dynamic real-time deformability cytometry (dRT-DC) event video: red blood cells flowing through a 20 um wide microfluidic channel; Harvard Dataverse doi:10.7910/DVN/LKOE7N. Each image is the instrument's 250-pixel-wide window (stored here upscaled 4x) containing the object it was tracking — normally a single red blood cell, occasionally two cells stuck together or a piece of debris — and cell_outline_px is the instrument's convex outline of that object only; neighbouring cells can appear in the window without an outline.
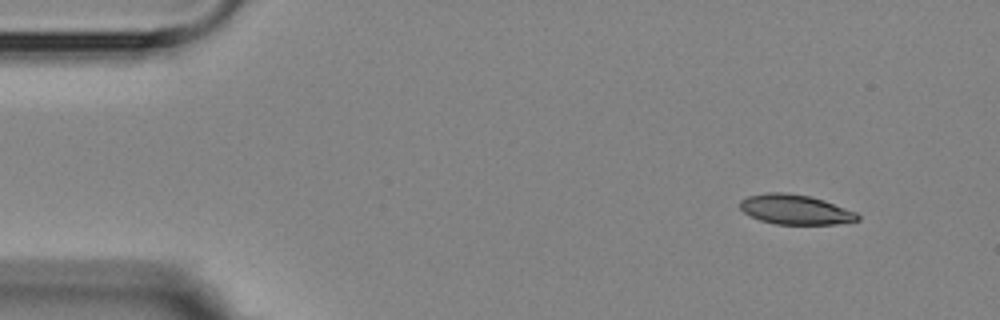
{"species": "Egyptian fruit bat (a non-hibernating species)", "species_latin": "Rousettus aegyptiacus", "temperature_condition": "room temperature", "stored_images_in_passage": 4, "camera_frame_rate_fps": 3000, "um_per_image_px": 0.085, "animal": {"sex": "female"}, "frame": {"image": 1, "passage_image": 1, "time_ms": 0.0, "image_size_px": [1000, 320], "cell_outline_px": [[860, 220], [836, 224], [776, 224], [760, 220], [744, 212], [740, 208], [740, 200], [748, 196], [768, 192], [784, 192], [808, 196], [824, 200], [856, 212], [860, 216]], "centroid_in_image_um": [67.61, 17.81], "position_along_channel_um": 17.4, "area_um2": 20.29}}
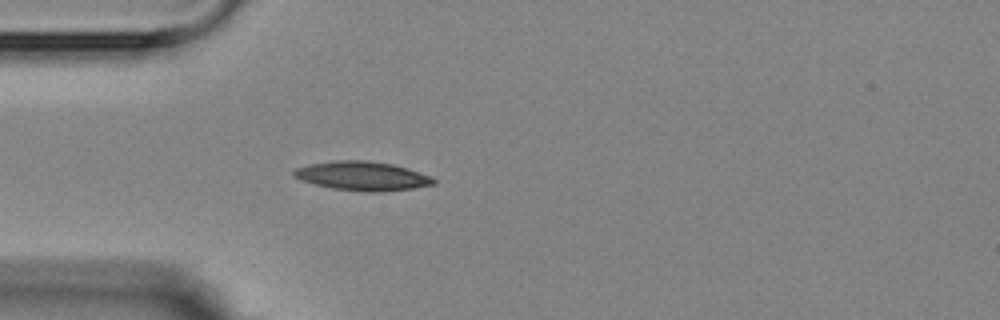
{"frame": {"image": 2, "passage_image": 4, "time_ms": 3.333, "image_size_px": [1000, 320], "cell_outline_px": [[436, 184], [412, 188], [380, 192], [364, 192], [332, 188], [300, 180], [292, 176], [292, 172], [296, 168], [308, 164], [336, 160], [364, 160], [392, 164], [408, 168], [428, 176], [436, 180]], "centroid_in_image_um": [30.76, 14.96], "position_along_channel_um": 54.2, "area_um2": 23.58}}